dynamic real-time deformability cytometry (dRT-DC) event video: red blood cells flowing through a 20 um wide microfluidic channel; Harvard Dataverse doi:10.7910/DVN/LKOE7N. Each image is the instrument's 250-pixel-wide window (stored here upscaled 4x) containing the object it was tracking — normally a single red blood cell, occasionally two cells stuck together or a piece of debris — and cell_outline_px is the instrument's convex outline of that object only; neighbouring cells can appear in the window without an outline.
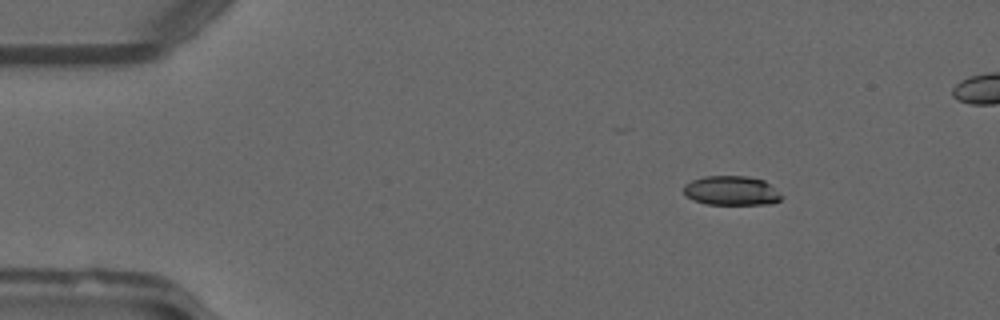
{"species": "common noctule bat (a hibernating species)", "species_latin": "Nyctalus noctula", "temperature_condition": "warm", "stored_images_in_passage": 49, "camera_frame_rate_fps": 3000, "um_per_image_px": 0.085, "animal": {"sex": "male", "forearm_length_mm": 52.5}, "frame": {"image": 1, "passage_image": 8, "time_ms": 2.333, "image_size_px": [1000, 320], "cell_outline_px": [[784, 196], [780, 200], [772, 204], [704, 204], [692, 200], [684, 196], [684, 184], [692, 180], [704, 176], [748, 176], [764, 180]], "centroid_in_image_um": [62.15, 16.21], "position_along_channel_um": 22.8, "area_um2": 16.94}}
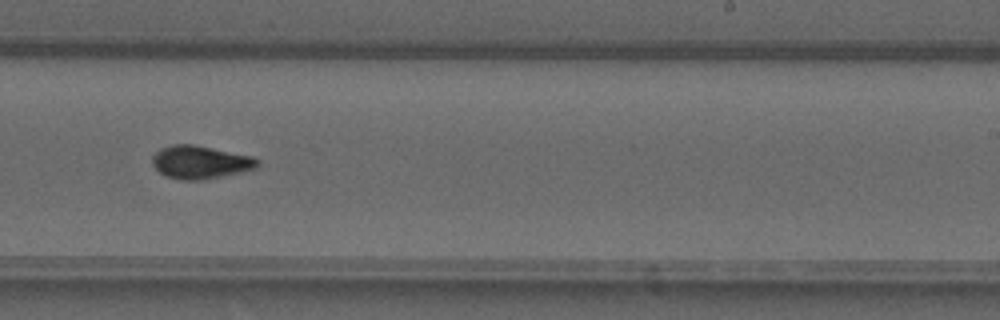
{"frame": {"image": 2, "passage_image": 32, "time_ms": 10.333, "image_size_px": [1000, 320], "cell_outline_px": [[260, 164], [256, 168], [240, 172], [204, 180], [180, 180], [164, 176], [152, 164], [152, 156], [160, 148], [172, 144], [192, 144], [252, 156], [260, 160]], "centroid_in_image_um": [17.01, 13.79], "position_along_channel_um": 272.0, "area_um2": 20.35}}
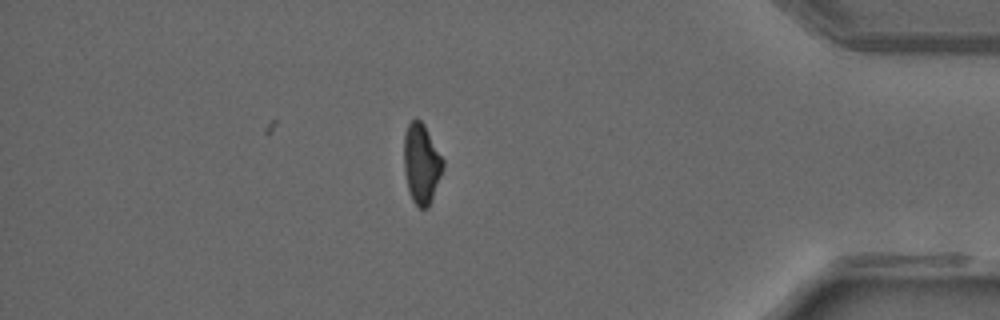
{"frame": {"image": 3, "passage_image": 44, "time_ms": 14.333, "image_size_px": [1000, 320], "cell_outline_px": [[444, 168], [428, 208], [420, 208], [412, 200], [408, 188], [404, 172], [404, 136], [408, 124], [412, 120], [420, 120], [424, 124], [444, 160]], "centroid_in_image_um": [35.83, 13.91], "position_along_channel_um": 399.4, "area_um2": 18.09}, "authors_computed_cell_mechanics": {"area_um2": 18.8428, "velocity_mm_per_s": 4.1281, "shape_relaxation_time_tau1_ms": null, "shape_relaxation_time_tau2_ms": 1.9797, "deformation_change_tau1": null, "deformation_change_tau2": 0.0719}}